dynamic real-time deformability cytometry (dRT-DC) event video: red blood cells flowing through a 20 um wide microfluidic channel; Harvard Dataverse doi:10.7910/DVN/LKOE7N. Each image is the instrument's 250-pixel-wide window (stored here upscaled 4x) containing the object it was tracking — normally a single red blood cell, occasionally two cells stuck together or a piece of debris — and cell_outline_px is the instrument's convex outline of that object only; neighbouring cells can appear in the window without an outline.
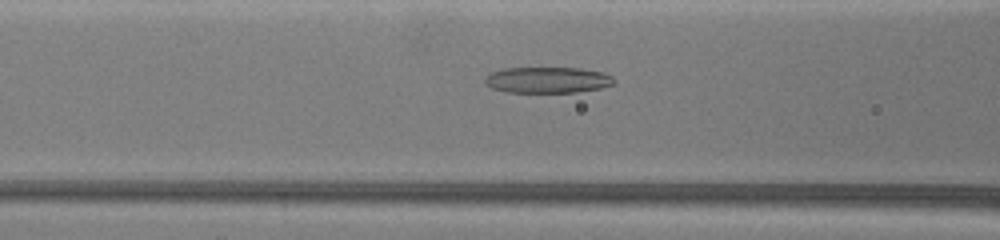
{"species": "common noctule bat (a hibernating species)", "species_latin": "Nyctalus noctula", "temperature_condition": "warm", "stored_images_in_passage": 48, "camera_frame_rate_fps": 3000, "um_per_image_px": 0.085, "animal": {"sex": "female", "body_mass_g": 19.5, "forearm_length_mm": 54.1}, "frame": {"image": 1, "passage_image": 19, "time_ms": 4.333, "image_size_px": [1000, 240], "cell_outline_px": [[616, 80], [612, 84], [600, 88], [576, 92], [504, 92], [492, 88], [484, 84], [484, 76], [492, 72], [504, 68], [580, 68], [604, 72], [612, 76]], "centroid_in_image_um": [46.51, 6.79], "position_along_channel_um": 120.1, "area_um2": 19.71}}
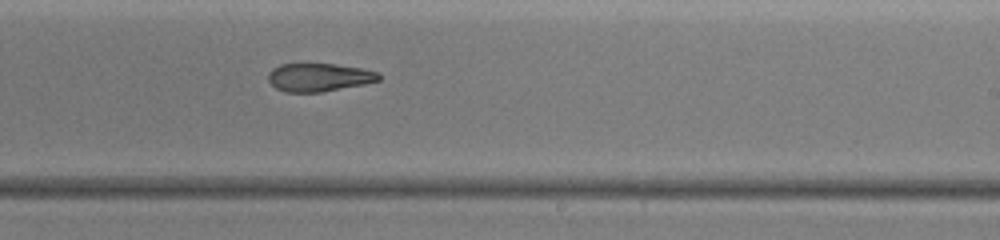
{"frame": {"image": 2, "passage_image": 32, "time_ms": 7.667, "image_size_px": [1000, 240], "cell_outline_px": [[380, 80], [364, 84], [320, 92], [284, 92], [276, 88], [268, 80], [268, 72], [272, 68], [280, 64], [336, 64], [360, 68], [380, 72]], "centroid_in_image_um": [27.1, 6.57], "position_along_channel_um": 261.9, "area_um2": 18.15}}
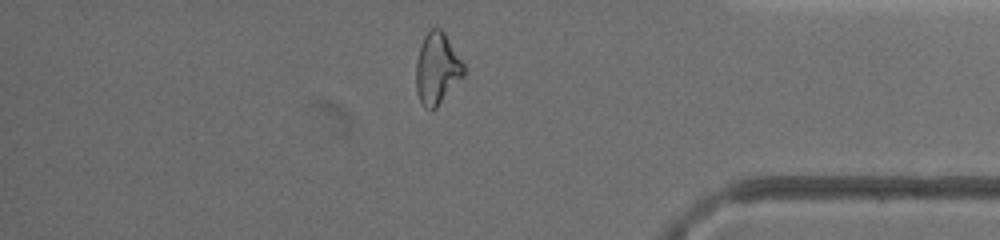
{"frame": {"image": 3, "passage_image": 45, "time_ms": 11.333, "image_size_px": [1000, 240], "cell_outline_px": [[464, 76], [436, 108], [424, 108], [420, 104], [416, 88], [416, 60], [424, 36], [428, 28], [440, 28], [444, 32], [464, 64]], "centroid_in_image_um": [37.14, 5.83], "position_along_channel_um": 398.1, "area_um2": 19.88}, "authors_computed_cell_mechanics": {"area_um2": 19.6809, "velocity_mm_per_s": 4.2594, "shape_relaxation_time_tau1_ms": null, "shape_relaxation_time_tau2_ms": 2.1245, "deformation_change_tau1": null, "deformation_change_tau2": 0.1142}}